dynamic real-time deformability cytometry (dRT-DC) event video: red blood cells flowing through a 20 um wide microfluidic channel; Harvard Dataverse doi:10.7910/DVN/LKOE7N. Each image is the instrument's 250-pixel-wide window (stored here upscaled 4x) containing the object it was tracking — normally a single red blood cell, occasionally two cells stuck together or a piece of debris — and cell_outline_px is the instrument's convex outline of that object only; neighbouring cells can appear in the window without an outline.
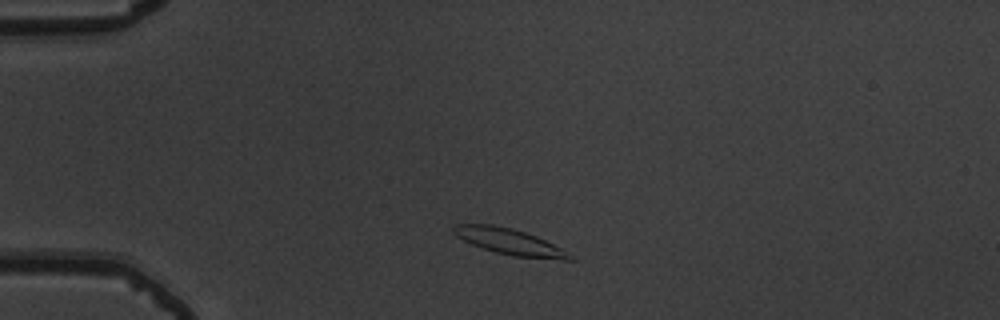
{"species": "common noctule bat (a hibernating species)", "species_latin": "Nyctalus noctula", "temperature_condition": "warm", "stored_images_in_passage": 43, "camera_frame_rate_fps": 3000, "um_per_image_px": 0.085, "animal": {"sex": "male", "body_mass_g": 19.5, "forearm_length_mm": 54.6}, "frame": {"image": 1, "passage_image": 1, "time_ms": 0.0, "image_size_px": [1000, 320], "cell_outline_px": [[576, 260], [564, 260], [512, 256], [496, 252], [472, 244], [456, 236], [452, 232], [452, 228], [456, 224], [492, 224], [512, 228], [536, 236], [568, 252]], "centroid_in_image_um": [43.3, 20.54], "position_along_channel_um": 41.7, "area_um2": 17.46}}
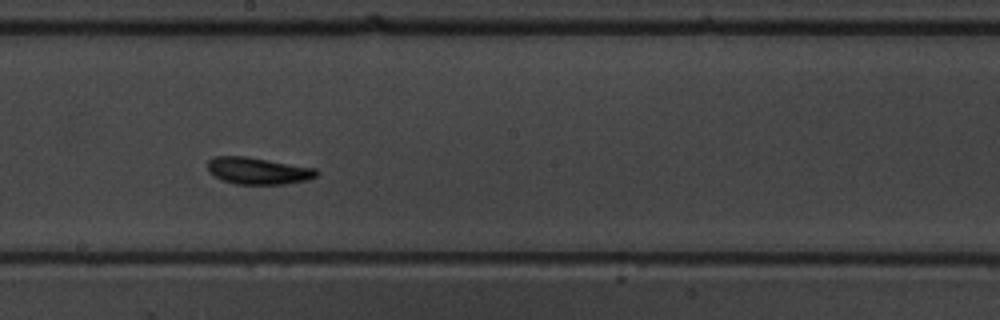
{"frame": {"image": 2, "passage_image": 19, "time_ms": 6.0, "image_size_px": [1000, 320], "cell_outline_px": [[320, 172], [316, 176], [308, 180], [284, 184], [236, 184], [224, 180], [208, 172], [208, 160], [216, 156], [244, 156], [316, 168]], "centroid_in_image_um": [21.96, 14.52], "position_along_channel_um": 226.2, "area_um2": 16.94}}
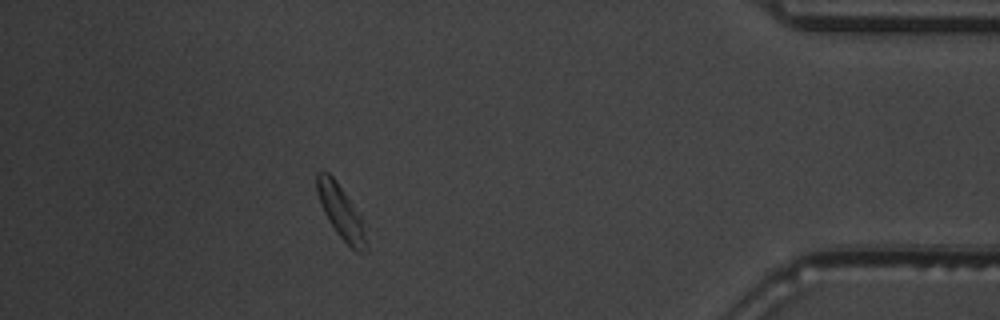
{"frame": {"image": 3, "passage_image": 37, "time_ms": 12.0, "image_size_px": [1000, 320], "cell_outline_px": [[368, 252], [356, 252], [336, 232], [328, 220], [320, 204], [316, 192], [316, 172], [320, 168], [328, 172], [336, 180], [360, 212], [368, 244]], "centroid_in_image_um": [28.99, 17.98], "position_along_channel_um": 406.2, "area_um2": 15.78}, "authors_computed_cell_mechanics": {"area_um2": 16.2996, "velocity_mm_per_s": 3.6863, "shape_relaxation_time_tau1_ms": 2.3008, "shape_relaxation_time_tau2_ms": 8.2659, "deformation_change_tau1": 0.1313, "deformation_change_tau2": 0.1843}}